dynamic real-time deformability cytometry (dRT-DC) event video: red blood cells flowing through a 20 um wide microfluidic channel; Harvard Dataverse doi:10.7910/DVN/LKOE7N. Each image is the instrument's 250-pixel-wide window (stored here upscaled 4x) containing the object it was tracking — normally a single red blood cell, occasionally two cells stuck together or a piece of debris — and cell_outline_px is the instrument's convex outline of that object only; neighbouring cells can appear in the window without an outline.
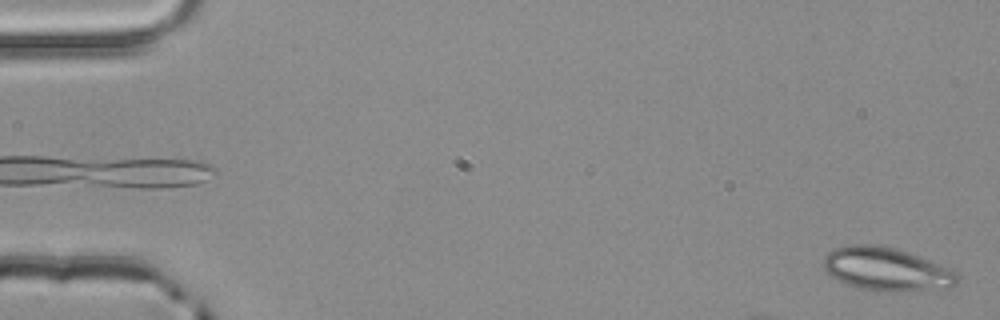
{"species": "common noctule bat (a hibernating species)", "species_latin": "Nyctalus noctula", "temperature_condition": "room temperature", "stored_images_in_passage": 4, "segment_of_instrument_passage": [2, 2], "camera_frame_rate_fps": 3000, "um_per_image_px": 0.085, "animal": {"sex": "male", "body_mass_g": 20.4}, "frame": {"image": 1, "passage_image": 4, "time_ms": 1.0, "image_size_px": [1000, 320], "cell_outline_px": [[960, 276], [956, 284], [952, 288], [888, 292], [872, 292], [844, 284], [832, 276], [824, 268], [824, 256], [828, 252], [836, 248], [852, 244], [876, 244], [892, 248], [916, 256], [956, 272]], "centroid_in_image_um": [75.31, 22.92], "position_along_channel_um": 9.7, "area_um2": 33.58}}